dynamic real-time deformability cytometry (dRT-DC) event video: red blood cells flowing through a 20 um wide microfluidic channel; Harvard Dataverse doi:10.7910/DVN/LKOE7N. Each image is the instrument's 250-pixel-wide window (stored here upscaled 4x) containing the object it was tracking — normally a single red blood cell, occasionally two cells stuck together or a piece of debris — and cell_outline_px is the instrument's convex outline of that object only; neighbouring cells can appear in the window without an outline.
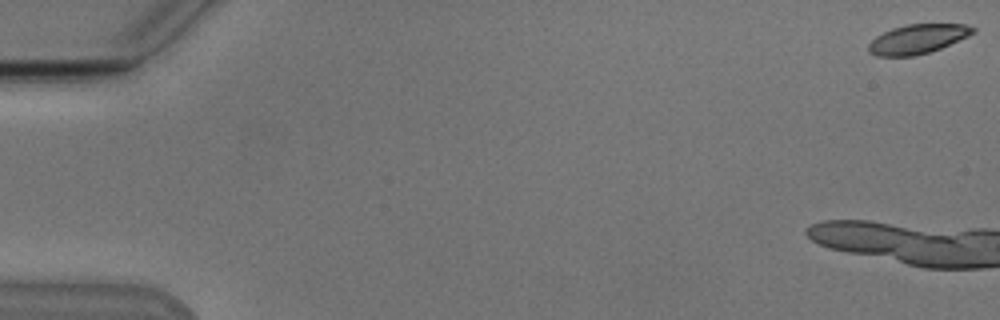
{"species": "Egyptian fruit bat (a non-hibernating species)", "species_latin": "Rousettus aegyptiacus", "temperature_condition": "cold", "stored_images_in_passage": 13, "camera_frame_rate_fps": 3000, "um_per_image_px": 0.085, "animal": {"sex": "male"}, "frame": {"image": 1, "passage_image": 1, "time_ms": 0.0, "image_size_px": [1000, 320], "cell_outline_px": [[976, 32], [968, 36], [940, 48], [928, 52], [912, 56], [876, 56], [868, 52], [868, 44], [876, 36], [892, 28], [904, 24], [964, 24], [976, 28]], "centroid_in_image_um": [77.98, 3.31], "position_along_channel_um": 7.0, "area_um2": 17.8}}